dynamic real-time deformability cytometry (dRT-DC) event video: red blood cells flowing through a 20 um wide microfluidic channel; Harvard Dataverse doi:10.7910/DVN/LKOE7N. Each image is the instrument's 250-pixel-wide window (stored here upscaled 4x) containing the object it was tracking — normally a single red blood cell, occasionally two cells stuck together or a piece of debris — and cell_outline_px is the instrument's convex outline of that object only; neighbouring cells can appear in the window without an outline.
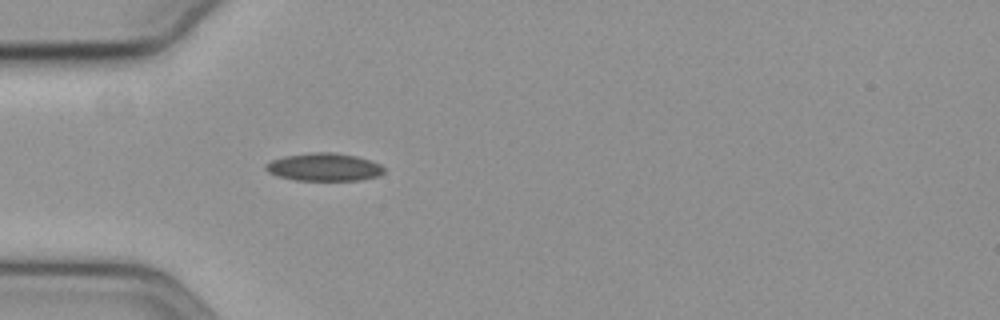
{"species": "common noctule bat (a hibernating species)", "species_latin": "Nyctalus noctula", "temperature_condition": "cold", "stored_images_in_passage": 9, "camera_frame_rate_fps": 3000, "um_per_image_px": 0.085, "animal": {"sex": "female", "body_mass_g": 19.3, "forearm_length_mm": 54.1}, "frame": {"image": 1, "passage_image": 6, "time_ms": 1.667, "image_size_px": [1000, 320], "cell_outline_px": [[384, 172], [380, 176], [360, 180], [296, 180], [276, 176], [268, 172], [264, 168], [264, 164], [272, 160], [284, 156], [312, 152], [332, 152], [356, 156], [380, 164], [384, 168]], "centroid_in_image_um": [27.52, 14.2], "position_along_channel_um": 57.5, "area_um2": 19.25}}